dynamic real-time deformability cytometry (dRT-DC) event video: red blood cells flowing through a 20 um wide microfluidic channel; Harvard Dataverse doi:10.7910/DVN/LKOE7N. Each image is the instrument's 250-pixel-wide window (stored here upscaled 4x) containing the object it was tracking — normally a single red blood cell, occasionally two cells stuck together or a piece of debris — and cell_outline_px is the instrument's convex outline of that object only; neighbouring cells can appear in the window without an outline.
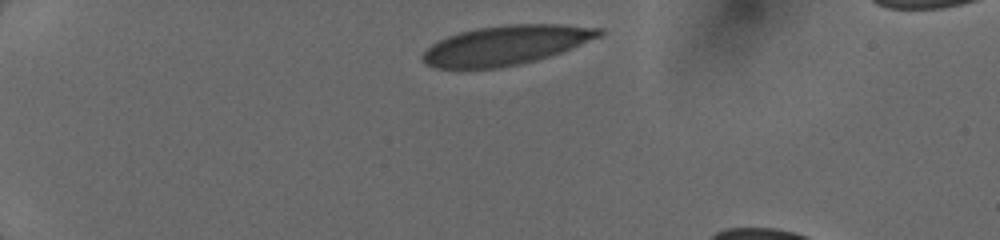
{"species": "human", "species_latin": "Homo sapiens", "temperature_condition": "cold", "stored_images_in_passage": 7, "camera_frame_rate_fps": 3000, "um_per_image_px": 0.085, "donor": {"sex": "female"}, "frame": {"image": 1, "passage_image": 1, "time_ms": 0.0, "image_size_px": [1000, 240], "cell_outline_px": [[604, 36], [572, 48], [536, 60], [496, 68], [436, 68], [420, 60], [420, 56], [436, 40], [460, 32], [476, 28], [508, 24], [560, 24], [604, 28]], "centroid_in_image_um": [43.03, 3.82], "position_along_channel_um": 42.0, "area_um2": 40.58}}
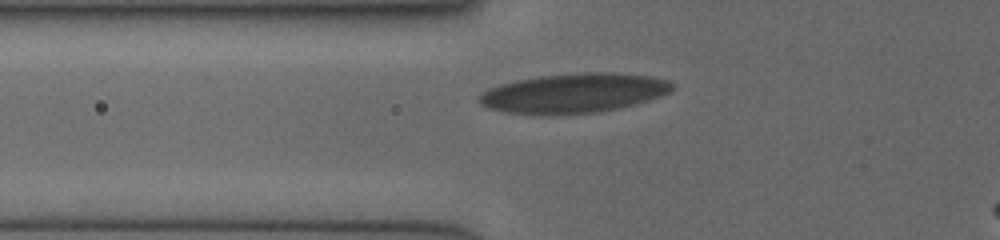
{"frame": {"image": 2, "passage_image": 4, "time_ms": 2.333, "image_size_px": [1000, 240], "cell_outline_px": [[672, 88], [668, 92], [660, 96], [648, 100], [600, 112], [540, 116], [504, 112], [488, 108], [480, 104], [476, 100], [476, 96], [480, 92], [488, 88], [500, 84], [516, 80], [540, 76], [584, 72], [616, 72], [652, 76], [668, 80], [672, 84]], "centroid_in_image_um": [48.67, 7.92], "position_along_channel_um": 77.1, "area_um2": 44.97}}
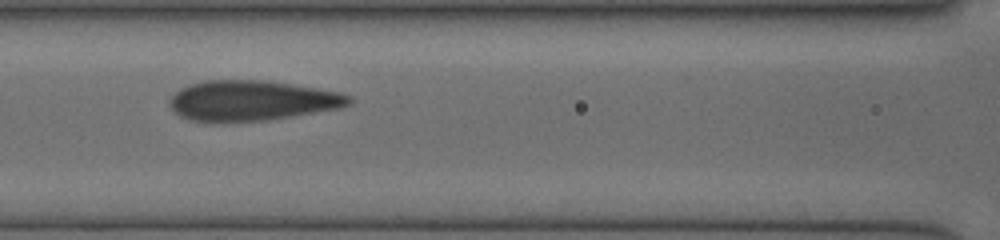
{"frame": {"image": 3, "passage_image": 6, "time_ms": 4.0, "image_size_px": [1000, 240], "cell_outline_px": [[352, 104], [340, 108], [268, 120], [192, 120], [180, 116], [168, 104], [168, 100], [180, 88], [188, 84], [204, 80], [268, 80], [340, 92], [352, 96]], "centroid_in_image_um": [21.44, 8.52], "position_along_channel_um": 145.2, "area_um2": 41.67}}